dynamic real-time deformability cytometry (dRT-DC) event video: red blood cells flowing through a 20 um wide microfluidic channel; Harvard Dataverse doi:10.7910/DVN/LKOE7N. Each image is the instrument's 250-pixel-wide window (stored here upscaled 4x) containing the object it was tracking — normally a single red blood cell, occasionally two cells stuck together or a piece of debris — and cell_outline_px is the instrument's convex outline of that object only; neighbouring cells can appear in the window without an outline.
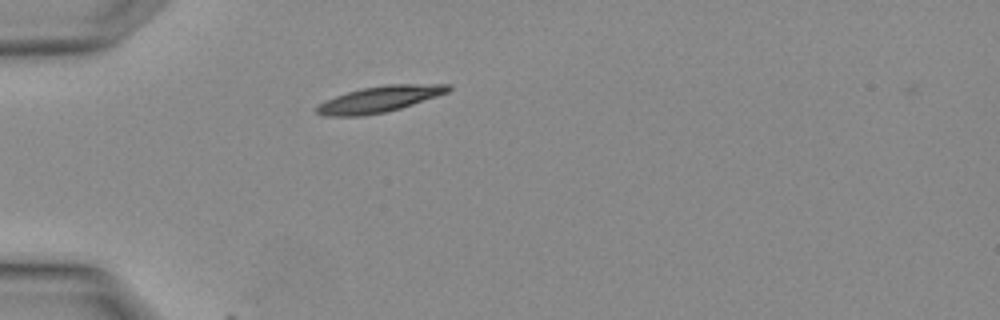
{"species": "Egyptian fruit bat (a non-hibernating species)", "species_latin": "Rousettus aegyptiacus", "temperature_condition": "warm", "stored_images_in_passage": 1, "camera_frame_rate_fps": 3000, "um_per_image_px": 0.085, "animal": {"sex": "female"}, "frame": {"image": 1, "passage_image": 1, "time_ms": 0.0, "image_size_px": [1000, 320], "cell_outline_px": [[452, 88], [448, 92], [400, 108], [384, 112], [364, 116], [324, 116], [316, 112], [316, 108], [324, 100], [360, 88], [388, 84], [448, 84]], "centroid_in_image_um": [32.23, 8.43], "position_along_channel_um": 52.8, "area_um2": 19.83}}